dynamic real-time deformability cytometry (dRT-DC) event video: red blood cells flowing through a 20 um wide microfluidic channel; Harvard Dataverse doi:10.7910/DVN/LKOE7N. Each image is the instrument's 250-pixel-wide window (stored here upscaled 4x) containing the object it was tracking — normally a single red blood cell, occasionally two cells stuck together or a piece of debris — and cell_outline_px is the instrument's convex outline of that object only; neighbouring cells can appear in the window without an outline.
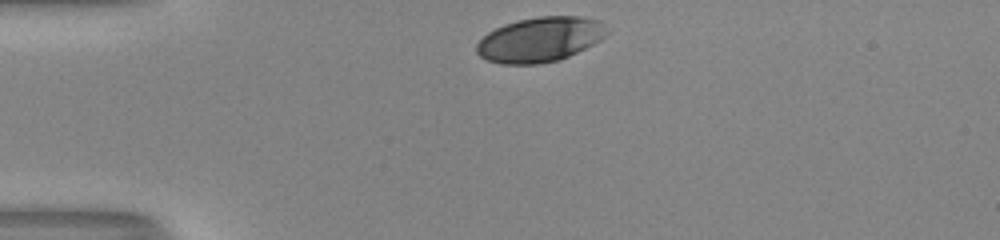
{"species": "human", "species_latin": "Homo sapiens", "temperature_condition": "room temperature", "stored_images_in_passage": 30, "camera_frame_rate_fps": 3000, "um_per_image_px": 0.085, "donor": {"sex": "male"}, "frame": {"image": 1, "passage_image": 1, "time_ms": 0.0, "image_size_px": [1000, 240], "cell_outline_px": [[608, 32], [604, 36], [592, 44], [560, 60], [540, 64], [500, 64], [488, 60], [480, 56], [476, 52], [476, 44], [488, 32], [504, 24], [520, 20], [540, 16], [580, 16], [600, 20]], "centroid_in_image_um": [45.88, 3.36], "position_along_channel_um": 39.1, "area_um2": 33.81}}
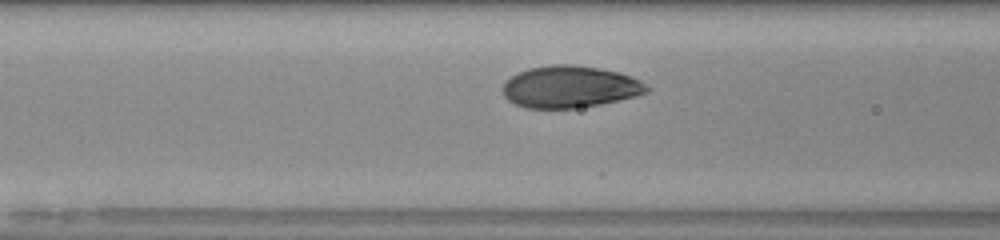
{"frame": {"image": 2, "passage_image": 10, "time_ms": 3.0, "image_size_px": [1000, 240], "cell_outline_px": [[648, 92], [636, 96], [620, 100], [600, 104], [576, 108], [524, 108], [508, 100], [504, 96], [504, 84], [516, 72], [528, 68], [552, 64], [572, 64], [600, 68], [620, 72], [640, 80], [648, 88]], "centroid_in_image_um": [48.44, 7.37], "position_along_channel_um": 118.2, "area_um2": 35.2}}
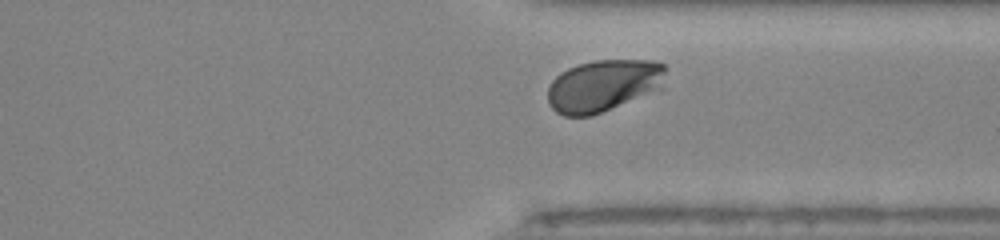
{"frame": {"image": 3, "passage_image": 28, "time_ms": 9.0, "image_size_px": [1000, 240], "cell_outline_px": [[664, 88], [592, 116], [564, 116], [556, 112], [548, 104], [548, 88], [552, 80], [560, 72], [568, 68], [580, 64], [596, 60], [656, 60], [664, 64]], "centroid_in_image_um": [51.29, 7.28], "position_along_channel_um": 360.1, "area_um2": 36.01}, "authors_computed_cell_mechanics": {"area_um2": 35.5759, "velocity_mm_per_s": 4.0341, "shape_relaxation_time_tau1_ms": 2.2755, "shape_relaxation_time_tau2_ms": null, "deformation_change_tau1": 0.1381, "deformation_change_tau2": null}}